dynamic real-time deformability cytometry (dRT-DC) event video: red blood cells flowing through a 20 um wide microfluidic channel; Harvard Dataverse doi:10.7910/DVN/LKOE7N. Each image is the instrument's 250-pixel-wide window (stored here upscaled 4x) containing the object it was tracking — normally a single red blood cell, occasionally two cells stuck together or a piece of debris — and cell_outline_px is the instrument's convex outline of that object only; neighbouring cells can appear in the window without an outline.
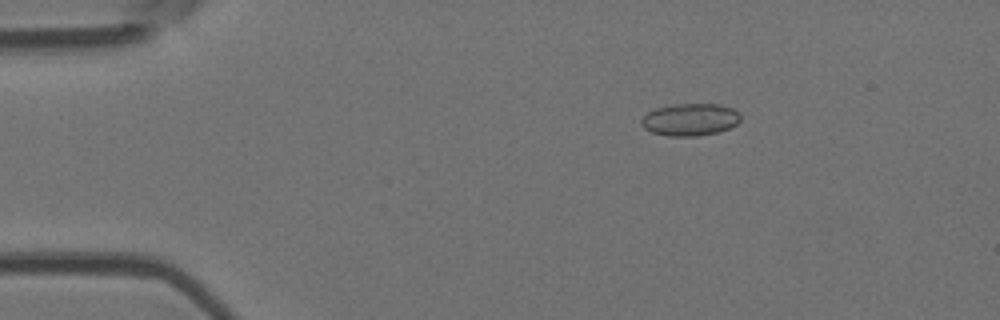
{"species": "Egyptian fruit bat (a non-hibernating species)", "species_latin": "Rousettus aegyptiacus", "temperature_condition": "room temperature", "stored_images_in_passage": 6, "camera_frame_rate_fps": 3000, "um_per_image_px": 0.085, "animal": {"sex": "female"}, "frame": {"image": 1, "passage_image": 6, "time_ms": 5.667, "image_size_px": [1000, 320], "cell_outline_px": [[740, 120], [736, 124], [728, 128], [716, 132], [696, 136], [668, 136], [652, 132], [644, 128], [640, 124], [640, 120], [648, 112], [656, 108], [672, 104], [716, 104], [732, 108], [740, 116]], "centroid_in_image_um": [58.61, 10.16], "position_along_channel_um": 26.4, "area_um2": 18.5}}